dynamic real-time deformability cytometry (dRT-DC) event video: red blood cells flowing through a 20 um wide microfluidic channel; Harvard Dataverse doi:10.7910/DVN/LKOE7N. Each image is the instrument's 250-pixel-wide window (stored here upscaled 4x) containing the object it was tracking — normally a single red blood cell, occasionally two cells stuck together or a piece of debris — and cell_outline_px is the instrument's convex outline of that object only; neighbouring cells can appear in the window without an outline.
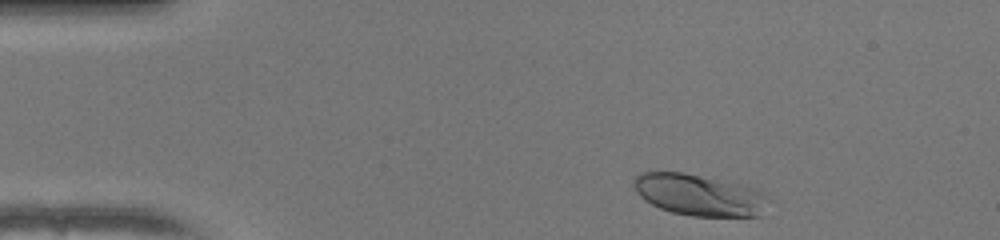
{"species": "human", "species_latin": "Homo sapiens", "temperature_condition": "warm", "stored_images_in_passage": 45, "camera_frame_rate_fps": 3000, "um_per_image_px": 0.085, "donor": {"sex": "female"}, "frame": {"image": 1, "passage_image": 2, "time_ms": 0.333, "image_size_px": [1000, 240], "cell_outline_px": [[764, 196], [760, 216], [692, 216], [672, 212], [660, 208], [644, 200], [636, 192], [632, 184], [632, 180], [640, 172], [684, 172], [740, 184], [764, 192]], "centroid_in_image_um": [59.31, 16.55], "position_along_channel_um": 25.7, "area_um2": 32.08}}
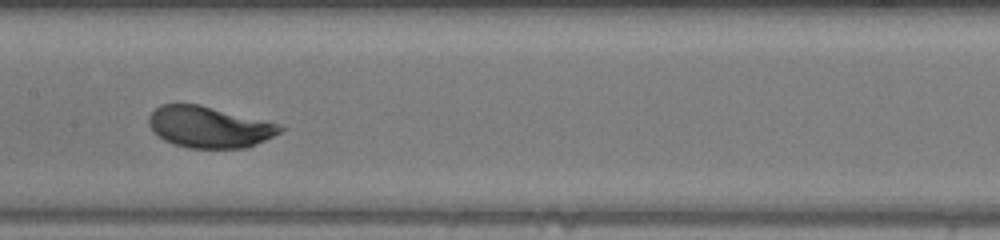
{"frame": {"image": 2, "passage_image": 20, "time_ms": 6.333, "image_size_px": [1000, 240], "cell_outline_px": [[284, 128], [280, 132], [248, 148], [188, 148], [172, 144], [164, 140], [148, 124], [148, 116], [160, 104], [200, 104], [280, 124]], "centroid_in_image_um": [17.77, 10.79], "position_along_channel_um": 189.6, "area_um2": 31.5}}
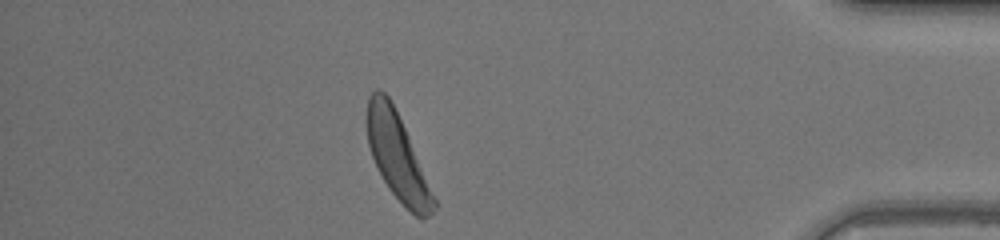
{"frame": {"image": 3, "passage_image": 39, "time_ms": 12.667, "image_size_px": [1000, 240], "cell_outline_px": [[440, 204], [428, 216], [420, 220], [388, 188], [372, 156], [368, 144], [364, 120], [368, 96], [376, 88], [380, 88], [388, 96], [408, 136]], "centroid_in_image_um": [33.78, 13.29], "position_along_channel_um": 401.4, "area_um2": 33.64}, "authors_computed_cell_mechanics": {"area_um2": 32.1368, "velocity_mm_per_s": 4.0185, "shape_relaxation_time_tau1_ms": 1.4714, "shape_relaxation_time_tau2_ms": null, "deformation_change_tau1": 0.1362, "deformation_change_tau2": null}}